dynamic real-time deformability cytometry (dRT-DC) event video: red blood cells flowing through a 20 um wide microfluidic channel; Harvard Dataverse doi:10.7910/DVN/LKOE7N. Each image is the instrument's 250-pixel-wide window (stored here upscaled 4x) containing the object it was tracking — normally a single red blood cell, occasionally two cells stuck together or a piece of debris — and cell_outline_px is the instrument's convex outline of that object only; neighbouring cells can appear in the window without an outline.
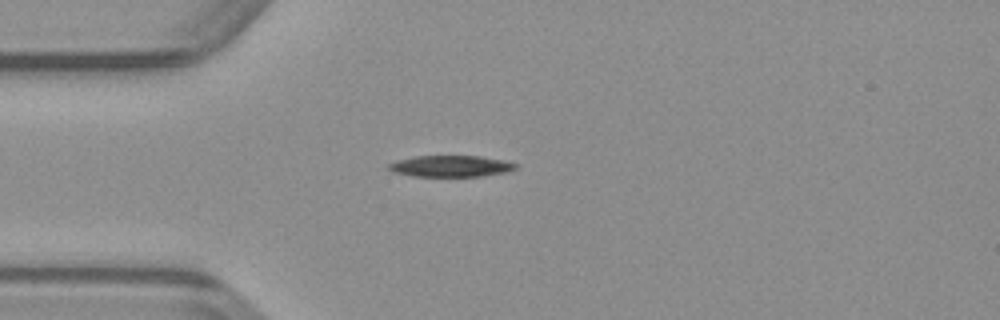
{"species": "common noctule bat (a hibernating species)", "species_latin": "Nyctalus noctula", "temperature_condition": "warm", "stored_images_in_passage": 37, "camera_frame_rate_fps": 3000, "um_per_image_px": 0.085, "animal": {"sex": "male", "body_mass_g": 23.1, "forearm_length_mm": 52.7}, "frame": {"image": 1, "passage_image": 1, "time_ms": 0.0, "image_size_px": [1000, 320], "cell_outline_px": [[516, 168], [504, 172], [480, 176], [412, 176], [392, 172], [388, 168], [388, 164], [396, 160], [416, 156], [480, 156], [504, 160], [516, 164]], "centroid_in_image_um": [38.26, 14.12], "position_along_channel_um": 46.7, "area_um2": 15.66}}
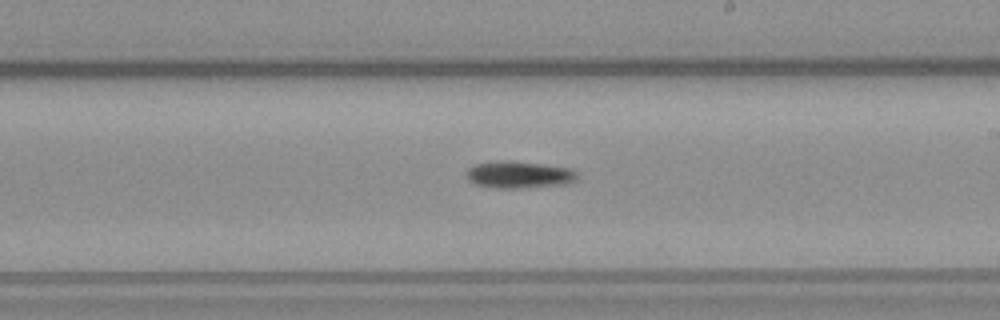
{"frame": {"image": 2, "passage_image": 16, "time_ms": 5.0, "image_size_px": [1000, 320], "cell_outline_px": [[580, 176], [576, 180], [564, 184], [520, 188], [496, 188], [476, 184], [468, 180], [468, 168], [476, 164], [496, 160], [512, 160], [572, 168], [580, 172]], "centroid_in_image_um": [44.18, 14.83], "position_along_channel_um": 244.8, "area_um2": 17.63}}
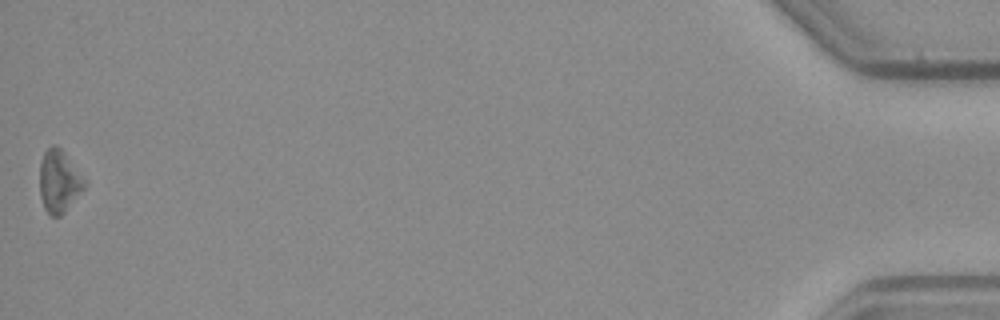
{"frame": {"image": 3, "passage_image": 37, "time_ms": 12.0, "image_size_px": [1000, 320], "cell_outline_px": [[88, 180], [84, 188], [64, 212], [60, 216], [52, 216], [44, 208], [40, 196], [40, 160], [44, 152], [52, 144], [56, 144], [64, 152]], "centroid_in_image_um": [5.03, 15.38], "position_along_channel_um": 430.2, "area_um2": 16.42}}